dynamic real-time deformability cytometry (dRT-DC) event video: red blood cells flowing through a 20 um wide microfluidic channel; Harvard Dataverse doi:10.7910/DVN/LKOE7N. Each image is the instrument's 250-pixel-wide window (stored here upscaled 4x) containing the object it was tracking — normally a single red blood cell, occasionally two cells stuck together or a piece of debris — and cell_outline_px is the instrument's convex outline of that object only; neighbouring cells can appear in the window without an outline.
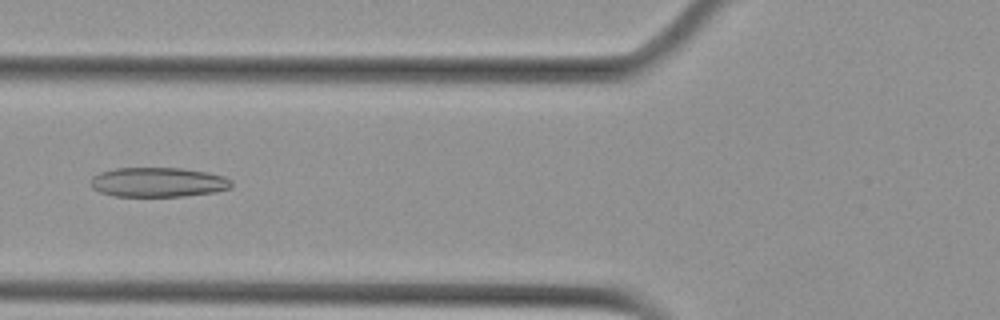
{"species": "Egyptian fruit bat (a non-hibernating species)", "species_latin": "Rousettus aegyptiacus", "temperature_condition": "cold", "stored_images_in_passage": 41, "camera_frame_rate_fps": 3000, "um_per_image_px": 0.085, "animal": {"sex": "female"}, "frame": {"image": 1, "passage_image": 7, "time_ms": 2.0, "image_size_px": [1000, 320], "cell_outline_px": [[232, 184], [228, 188], [216, 192], [184, 196], [116, 196], [100, 192], [92, 188], [92, 176], [100, 172], [116, 168], [180, 168], [208, 172], [224, 176], [232, 180]], "centroid_in_image_um": [13.45, 15.48], "position_along_channel_um": 112.3, "area_um2": 24.22}}
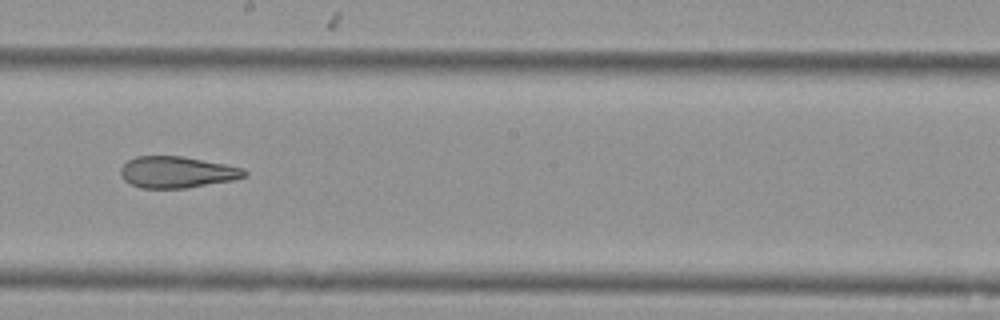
{"frame": {"image": 2, "passage_image": 17, "time_ms": 5.333, "image_size_px": [1000, 320], "cell_outline_px": [[248, 172], [244, 176], [232, 180], [184, 188], [140, 188], [124, 180], [120, 176], [120, 168], [128, 160], [136, 156], [184, 156], [244, 168]], "centroid_in_image_um": [15.01, 14.62], "position_along_channel_um": 233.2, "area_um2": 22.6}}
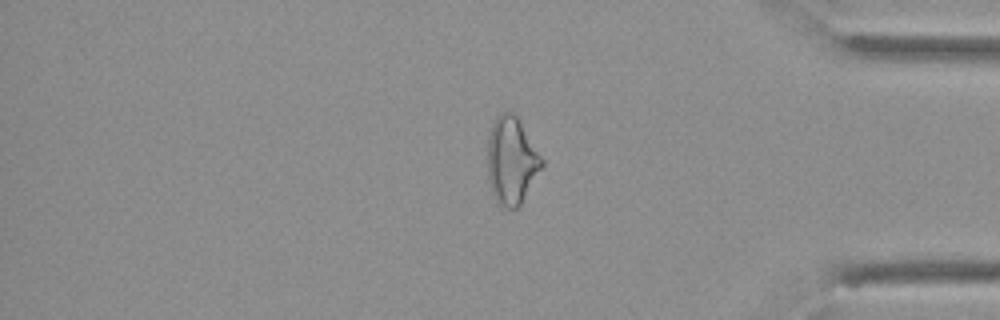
{"frame": {"image": 3, "passage_image": 32, "time_ms": 10.333, "image_size_px": [1000, 320], "cell_outline_px": [[544, 164], [520, 204], [516, 208], [500, 208], [496, 204], [492, 196], [488, 176], [488, 136], [492, 124], [496, 116], [500, 112], [512, 112], [516, 116], [544, 160]], "centroid_in_image_um": [43.45, 13.68], "position_along_channel_um": 391.7, "area_um2": 27.57}, "authors_computed_cell_mechanics": {"area_um2": 24.6806, "velocity_mm_per_s": 3.6277, "shape_relaxation_time_tau1_ms": null, "shape_relaxation_time_tau2_ms": 3.1526, "deformation_change_tau1": null, "deformation_change_tau2": 0.1235}}